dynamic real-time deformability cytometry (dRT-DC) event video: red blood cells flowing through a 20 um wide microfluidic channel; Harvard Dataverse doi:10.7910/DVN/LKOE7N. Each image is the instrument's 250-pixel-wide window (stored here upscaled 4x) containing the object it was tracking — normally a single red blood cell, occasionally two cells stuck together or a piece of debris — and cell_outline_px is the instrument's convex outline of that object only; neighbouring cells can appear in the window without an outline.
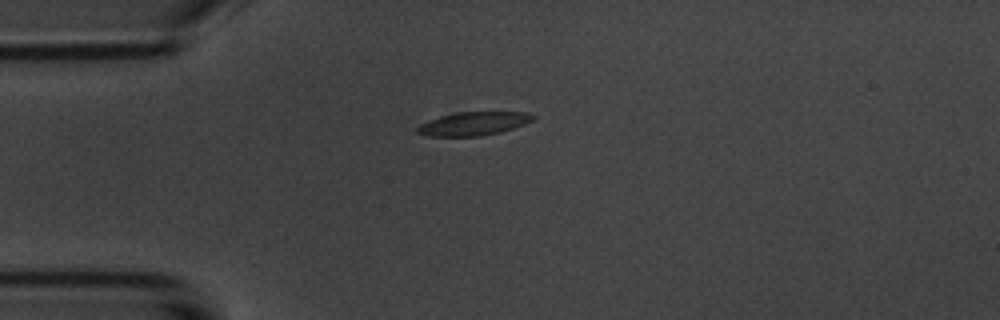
{"species": "common noctule bat (a hibernating species)", "species_latin": "Nyctalus noctula", "temperature_condition": "room temperature", "stored_images_in_passage": 42, "camera_frame_rate_fps": 3000, "um_per_image_px": 0.085, "animal": {"sex": "male", "body_mass_g": 20.1, "forearm_length_mm": 53.5}, "frame": {"image": 1, "passage_image": 1, "time_ms": 0.0, "image_size_px": [1000, 320], "cell_outline_px": [[536, 116], [532, 120], [524, 124], [500, 132], [480, 136], [428, 136], [416, 132], [416, 128], [420, 124], [428, 120], [440, 116], [456, 112], [528, 112]], "centroid_in_image_um": [40.22, 10.5], "position_along_channel_um": 44.8, "area_um2": 15.78}}
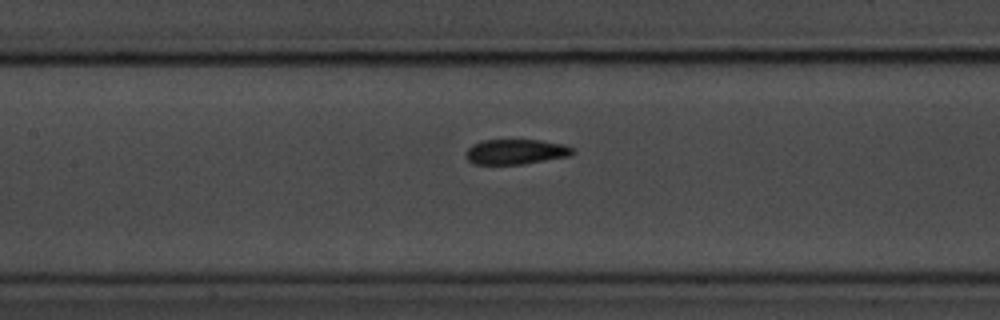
{"frame": {"image": 2, "passage_image": 12, "time_ms": 3.667, "image_size_px": [1000, 320], "cell_outline_px": [[576, 152], [568, 156], [524, 164], [472, 164], [464, 156], [464, 152], [472, 144], [484, 140], [540, 140], [564, 144], [572, 148]], "centroid_in_image_um": [43.8, 12.9], "position_along_channel_um": 163.6, "area_um2": 15.72}}
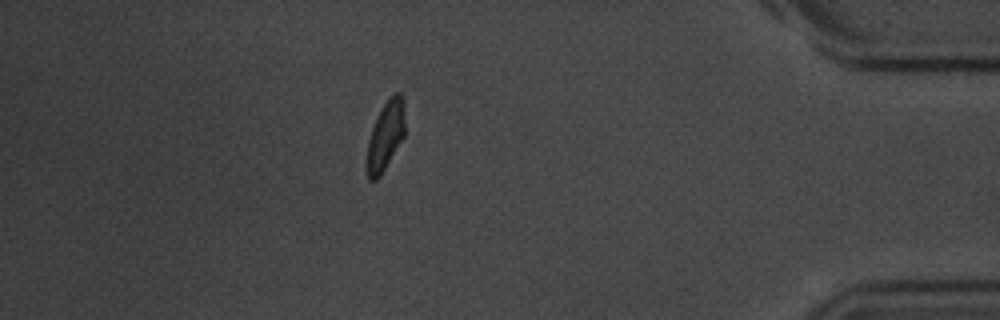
{"frame": {"image": 3, "passage_image": 35, "time_ms": 11.333, "image_size_px": [1000, 320], "cell_outline_px": [[404, 136], [380, 176], [376, 180], [368, 180], [368, 140], [376, 116], [384, 104], [396, 92], [400, 92], [404, 96]], "centroid_in_image_um": [32.79, 11.49], "position_along_channel_um": 402.4, "area_um2": 14.97}, "authors_computed_cell_mechanics": {"area_um2": 16.0106, "velocity_mm_per_s": 3.6942, "shape_relaxation_time_tau1_ms": 4.9913, "shape_relaxation_time_tau2_ms": 2.1342, "deformation_change_tau1": 0.14, "deformation_change_tau2": 0.0581}}